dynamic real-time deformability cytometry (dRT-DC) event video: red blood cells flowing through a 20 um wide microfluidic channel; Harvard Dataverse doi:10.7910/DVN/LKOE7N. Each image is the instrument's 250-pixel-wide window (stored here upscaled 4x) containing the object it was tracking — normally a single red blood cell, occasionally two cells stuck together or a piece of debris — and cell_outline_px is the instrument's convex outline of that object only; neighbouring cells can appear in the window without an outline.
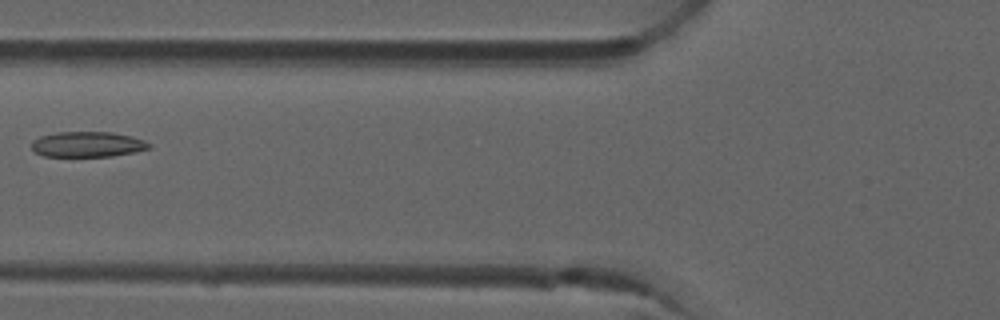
{"species": "common noctule bat (a hibernating species)", "species_latin": "Nyctalus noctula", "temperature_condition": "room temperature", "stored_images_in_passage": 3, "camera_frame_rate_fps": 3000, "um_per_image_px": 0.085, "animal": {"sex": "male", "forearm_length_mm": 52.5}, "frame": {"image": 1, "passage_image": 2, "time_ms": 0.333, "image_size_px": [1000, 320], "cell_outline_px": [[152, 148], [112, 156], [44, 156], [36, 152], [32, 148], [32, 140], [40, 136], [56, 132], [112, 132], [132, 136], [144, 140], [152, 144]], "centroid_in_image_um": [7.46, 12.26], "position_along_channel_um": 118.3, "area_um2": 17.4}}
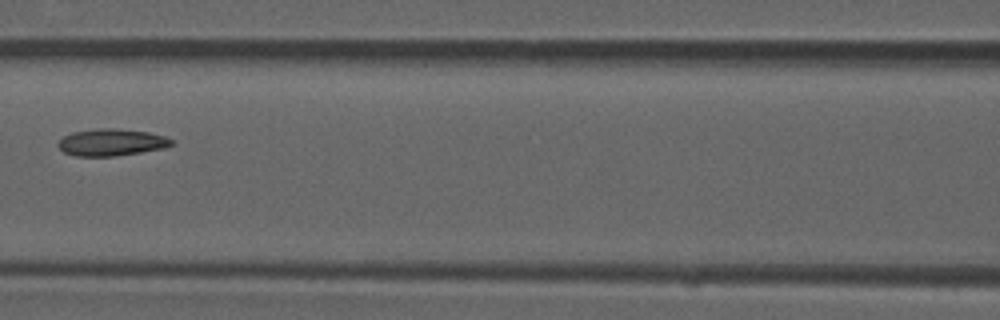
{"frame": {"image": 2, "passage_image": 3, "time_ms": 0.667, "image_size_px": [1000, 320], "cell_outline_px": [[172, 144], [164, 148], [116, 156], [76, 156], [64, 152], [56, 144], [64, 136], [72, 132], [100, 128], [112, 128], [148, 132], [164, 136], [172, 140]], "centroid_in_image_um": [9.45, 12.1], "position_along_channel_um": 157.2, "area_um2": 17.63}}